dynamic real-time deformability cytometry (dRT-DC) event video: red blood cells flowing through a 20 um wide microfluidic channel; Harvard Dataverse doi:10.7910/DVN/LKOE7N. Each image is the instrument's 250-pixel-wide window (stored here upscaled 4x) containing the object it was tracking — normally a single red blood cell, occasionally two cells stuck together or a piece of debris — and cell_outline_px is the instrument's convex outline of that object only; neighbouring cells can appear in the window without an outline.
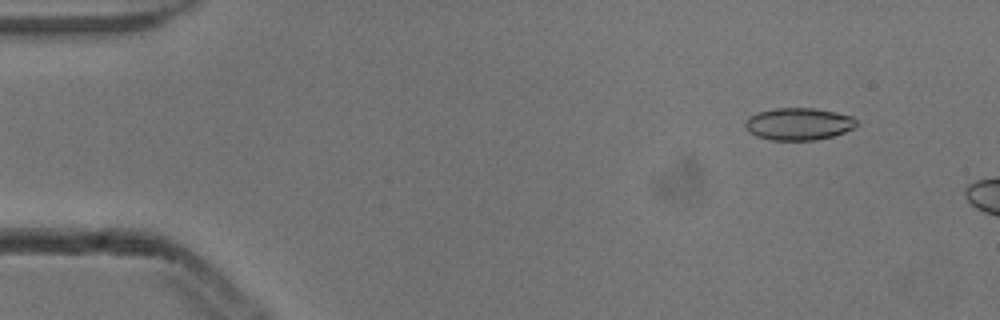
{"species": "common noctule bat (a hibernating species)", "species_latin": "Nyctalus noctula", "temperature_condition": "cold", "stored_images_in_passage": 3, "camera_frame_rate_fps": 3000, "um_per_image_px": 0.085, "animal": {"sex": "male", "body_mass_g": 13.3}, "frame": {"image": 1, "passage_image": 2, "time_ms": 0.333, "image_size_px": [1000, 320], "cell_outline_px": [[856, 124], [852, 128], [844, 132], [832, 136], [816, 140], [772, 140], [756, 136], [748, 132], [744, 124], [748, 116], [756, 112], [776, 108], [812, 108], [836, 112], [852, 116], [856, 120]], "centroid_in_image_um": [67.83, 10.53], "position_along_channel_um": 17.2, "area_um2": 20.92}}